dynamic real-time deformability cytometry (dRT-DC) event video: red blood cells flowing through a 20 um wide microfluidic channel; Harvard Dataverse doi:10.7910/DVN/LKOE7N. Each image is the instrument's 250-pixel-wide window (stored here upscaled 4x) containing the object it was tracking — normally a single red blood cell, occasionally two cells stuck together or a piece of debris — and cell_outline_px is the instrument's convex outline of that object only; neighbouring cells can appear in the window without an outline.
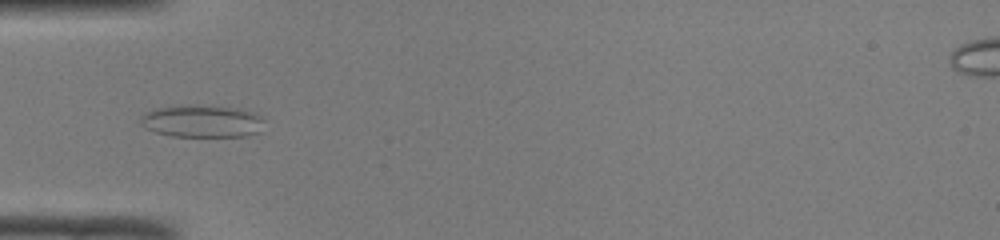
{"species": "common noctule bat (a hibernating species)", "species_latin": "Nyctalus noctula", "temperature_condition": "room temperature", "stored_images_in_passage": 49, "camera_frame_rate_fps": 3000, "um_per_image_px": 0.085, "animal": {"sex": "male", "body_mass_g": 19.0, "forearm_length_mm": 50.8}, "frame": {"image": 1, "passage_image": 16, "time_ms": 5.0, "image_size_px": [1000, 240], "cell_outline_px": [[264, 120], [260, 132], [244, 136], [172, 136], [156, 132], [144, 128], [140, 124], [140, 116], [144, 112], [156, 108], [196, 104], [240, 108], [252, 112], [260, 116]], "centroid_in_image_um": [17.15, 10.29], "position_along_channel_um": 67.8, "area_um2": 23.58}}
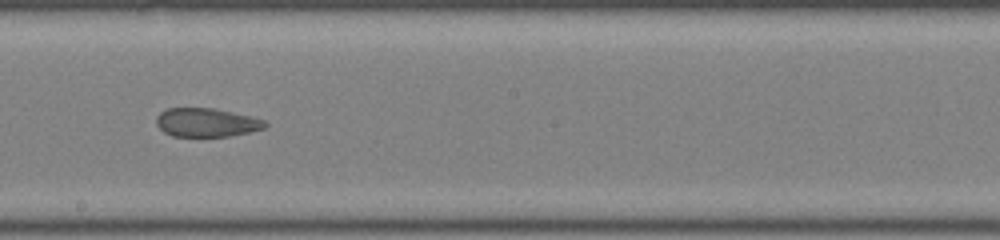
{"frame": {"image": 2, "passage_image": 28, "time_ms": 9.0, "image_size_px": [1000, 240], "cell_outline_px": [[268, 124], [264, 128], [248, 132], [228, 136], [172, 136], [164, 132], [156, 124], [156, 116], [160, 112], [168, 108], [212, 108], [232, 112], [264, 120]], "centroid_in_image_um": [17.51, 10.41], "position_along_channel_um": 230.7, "area_um2": 17.98}}
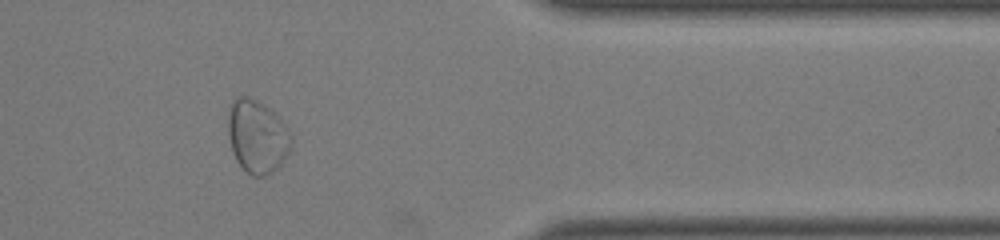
{"frame": {"image": 3, "passage_image": 41, "time_ms": 13.333, "image_size_px": [1000, 240], "cell_outline_px": [[292, 144], [288, 152], [280, 164], [272, 172], [264, 176], [252, 176], [236, 160], [232, 152], [228, 132], [228, 116], [232, 104], [240, 96], [248, 96], [256, 100], [268, 108], [288, 128], [292, 136]], "centroid_in_image_um": [21.86, 11.62], "position_along_channel_um": 389.5, "area_um2": 26.41}, "authors_computed_cell_mechanics": {"area_um2": 25.432, "velocity_mm_per_s": 4.0878, "shape_relaxation_time_tau1_ms": null, "shape_relaxation_time_tau2_ms": 1.1817, "deformation_change_tau1": null, "deformation_change_tau2": 0.0649}}